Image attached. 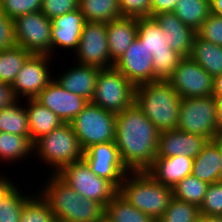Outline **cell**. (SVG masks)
<instances>
[{
	"label": "cell",
	"instance_id": "obj_10",
	"mask_svg": "<svg viewBox=\"0 0 222 222\" xmlns=\"http://www.w3.org/2000/svg\"><path fill=\"white\" fill-rule=\"evenodd\" d=\"M51 20L41 11L28 13L13 20L15 45L31 54L52 56Z\"/></svg>",
	"mask_w": 222,
	"mask_h": 222
},
{
	"label": "cell",
	"instance_id": "obj_21",
	"mask_svg": "<svg viewBox=\"0 0 222 222\" xmlns=\"http://www.w3.org/2000/svg\"><path fill=\"white\" fill-rule=\"evenodd\" d=\"M194 158L186 155L156 157L147 172L161 184L173 188L186 176L191 175Z\"/></svg>",
	"mask_w": 222,
	"mask_h": 222
},
{
	"label": "cell",
	"instance_id": "obj_7",
	"mask_svg": "<svg viewBox=\"0 0 222 222\" xmlns=\"http://www.w3.org/2000/svg\"><path fill=\"white\" fill-rule=\"evenodd\" d=\"M135 88L115 67L101 69L90 102L117 114L134 104Z\"/></svg>",
	"mask_w": 222,
	"mask_h": 222
},
{
	"label": "cell",
	"instance_id": "obj_51",
	"mask_svg": "<svg viewBox=\"0 0 222 222\" xmlns=\"http://www.w3.org/2000/svg\"><path fill=\"white\" fill-rule=\"evenodd\" d=\"M220 182H222V141L220 140Z\"/></svg>",
	"mask_w": 222,
	"mask_h": 222
},
{
	"label": "cell",
	"instance_id": "obj_4",
	"mask_svg": "<svg viewBox=\"0 0 222 222\" xmlns=\"http://www.w3.org/2000/svg\"><path fill=\"white\" fill-rule=\"evenodd\" d=\"M119 193L138 210L157 221L169 207L172 188L157 182L147 171L129 172Z\"/></svg>",
	"mask_w": 222,
	"mask_h": 222
},
{
	"label": "cell",
	"instance_id": "obj_44",
	"mask_svg": "<svg viewBox=\"0 0 222 222\" xmlns=\"http://www.w3.org/2000/svg\"><path fill=\"white\" fill-rule=\"evenodd\" d=\"M178 0H152L151 17L156 14L173 12Z\"/></svg>",
	"mask_w": 222,
	"mask_h": 222
},
{
	"label": "cell",
	"instance_id": "obj_1",
	"mask_svg": "<svg viewBox=\"0 0 222 222\" xmlns=\"http://www.w3.org/2000/svg\"><path fill=\"white\" fill-rule=\"evenodd\" d=\"M115 144L129 172L147 171L156 158L159 131L133 104L116 114Z\"/></svg>",
	"mask_w": 222,
	"mask_h": 222
},
{
	"label": "cell",
	"instance_id": "obj_26",
	"mask_svg": "<svg viewBox=\"0 0 222 222\" xmlns=\"http://www.w3.org/2000/svg\"><path fill=\"white\" fill-rule=\"evenodd\" d=\"M33 155V142L30 136L0 132V161L17 162Z\"/></svg>",
	"mask_w": 222,
	"mask_h": 222
},
{
	"label": "cell",
	"instance_id": "obj_34",
	"mask_svg": "<svg viewBox=\"0 0 222 222\" xmlns=\"http://www.w3.org/2000/svg\"><path fill=\"white\" fill-rule=\"evenodd\" d=\"M208 185L192 174L188 175L172 188L173 197L200 207L204 201Z\"/></svg>",
	"mask_w": 222,
	"mask_h": 222
},
{
	"label": "cell",
	"instance_id": "obj_47",
	"mask_svg": "<svg viewBox=\"0 0 222 222\" xmlns=\"http://www.w3.org/2000/svg\"><path fill=\"white\" fill-rule=\"evenodd\" d=\"M216 124L219 134L222 131V98L216 99Z\"/></svg>",
	"mask_w": 222,
	"mask_h": 222
},
{
	"label": "cell",
	"instance_id": "obj_30",
	"mask_svg": "<svg viewBox=\"0 0 222 222\" xmlns=\"http://www.w3.org/2000/svg\"><path fill=\"white\" fill-rule=\"evenodd\" d=\"M78 3L86 22L109 23L121 17L119 0H79Z\"/></svg>",
	"mask_w": 222,
	"mask_h": 222
},
{
	"label": "cell",
	"instance_id": "obj_3",
	"mask_svg": "<svg viewBox=\"0 0 222 222\" xmlns=\"http://www.w3.org/2000/svg\"><path fill=\"white\" fill-rule=\"evenodd\" d=\"M134 104L159 132L178 128L181 97L167 80L136 86Z\"/></svg>",
	"mask_w": 222,
	"mask_h": 222
},
{
	"label": "cell",
	"instance_id": "obj_5",
	"mask_svg": "<svg viewBox=\"0 0 222 222\" xmlns=\"http://www.w3.org/2000/svg\"><path fill=\"white\" fill-rule=\"evenodd\" d=\"M83 154L84 150L70 123H62L33 143V155L42 161L41 167L44 163L46 170L50 167V174H57L63 167L83 160Z\"/></svg>",
	"mask_w": 222,
	"mask_h": 222
},
{
	"label": "cell",
	"instance_id": "obj_32",
	"mask_svg": "<svg viewBox=\"0 0 222 222\" xmlns=\"http://www.w3.org/2000/svg\"><path fill=\"white\" fill-rule=\"evenodd\" d=\"M32 54L14 45L0 51V82L12 85L21 67Z\"/></svg>",
	"mask_w": 222,
	"mask_h": 222
},
{
	"label": "cell",
	"instance_id": "obj_15",
	"mask_svg": "<svg viewBox=\"0 0 222 222\" xmlns=\"http://www.w3.org/2000/svg\"><path fill=\"white\" fill-rule=\"evenodd\" d=\"M42 106L54 112L63 123H69L88 104V100L62 88L53 79L35 98Z\"/></svg>",
	"mask_w": 222,
	"mask_h": 222
},
{
	"label": "cell",
	"instance_id": "obj_49",
	"mask_svg": "<svg viewBox=\"0 0 222 222\" xmlns=\"http://www.w3.org/2000/svg\"><path fill=\"white\" fill-rule=\"evenodd\" d=\"M211 13L222 16V0H210Z\"/></svg>",
	"mask_w": 222,
	"mask_h": 222
},
{
	"label": "cell",
	"instance_id": "obj_20",
	"mask_svg": "<svg viewBox=\"0 0 222 222\" xmlns=\"http://www.w3.org/2000/svg\"><path fill=\"white\" fill-rule=\"evenodd\" d=\"M153 17L163 30L171 49L182 57H189L196 31L187 27L173 12L156 14Z\"/></svg>",
	"mask_w": 222,
	"mask_h": 222
},
{
	"label": "cell",
	"instance_id": "obj_16",
	"mask_svg": "<svg viewBox=\"0 0 222 222\" xmlns=\"http://www.w3.org/2000/svg\"><path fill=\"white\" fill-rule=\"evenodd\" d=\"M114 67L135 87L153 82V56L138 38L131 43L123 56L114 63Z\"/></svg>",
	"mask_w": 222,
	"mask_h": 222
},
{
	"label": "cell",
	"instance_id": "obj_24",
	"mask_svg": "<svg viewBox=\"0 0 222 222\" xmlns=\"http://www.w3.org/2000/svg\"><path fill=\"white\" fill-rule=\"evenodd\" d=\"M26 100V106L28 105L26 112L28 115L30 139L34 143L41 136L59 127L63 121L54 112L42 106L35 99Z\"/></svg>",
	"mask_w": 222,
	"mask_h": 222
},
{
	"label": "cell",
	"instance_id": "obj_38",
	"mask_svg": "<svg viewBox=\"0 0 222 222\" xmlns=\"http://www.w3.org/2000/svg\"><path fill=\"white\" fill-rule=\"evenodd\" d=\"M43 0H0L1 13L14 20L16 17L41 11Z\"/></svg>",
	"mask_w": 222,
	"mask_h": 222
},
{
	"label": "cell",
	"instance_id": "obj_48",
	"mask_svg": "<svg viewBox=\"0 0 222 222\" xmlns=\"http://www.w3.org/2000/svg\"><path fill=\"white\" fill-rule=\"evenodd\" d=\"M7 176V174L0 173V196L15 182Z\"/></svg>",
	"mask_w": 222,
	"mask_h": 222
},
{
	"label": "cell",
	"instance_id": "obj_13",
	"mask_svg": "<svg viewBox=\"0 0 222 222\" xmlns=\"http://www.w3.org/2000/svg\"><path fill=\"white\" fill-rule=\"evenodd\" d=\"M51 59L49 55L32 54L26 60L11 85L16 99H34L54 79L50 72L53 69L48 68Z\"/></svg>",
	"mask_w": 222,
	"mask_h": 222
},
{
	"label": "cell",
	"instance_id": "obj_40",
	"mask_svg": "<svg viewBox=\"0 0 222 222\" xmlns=\"http://www.w3.org/2000/svg\"><path fill=\"white\" fill-rule=\"evenodd\" d=\"M196 33L200 38L222 46V16L210 13Z\"/></svg>",
	"mask_w": 222,
	"mask_h": 222
},
{
	"label": "cell",
	"instance_id": "obj_41",
	"mask_svg": "<svg viewBox=\"0 0 222 222\" xmlns=\"http://www.w3.org/2000/svg\"><path fill=\"white\" fill-rule=\"evenodd\" d=\"M121 17H151L152 0H119Z\"/></svg>",
	"mask_w": 222,
	"mask_h": 222
},
{
	"label": "cell",
	"instance_id": "obj_11",
	"mask_svg": "<svg viewBox=\"0 0 222 222\" xmlns=\"http://www.w3.org/2000/svg\"><path fill=\"white\" fill-rule=\"evenodd\" d=\"M73 56L76 57L74 63L80 65L95 66L101 69L114 67L109 55L107 23L86 22L79 46Z\"/></svg>",
	"mask_w": 222,
	"mask_h": 222
},
{
	"label": "cell",
	"instance_id": "obj_31",
	"mask_svg": "<svg viewBox=\"0 0 222 222\" xmlns=\"http://www.w3.org/2000/svg\"><path fill=\"white\" fill-rule=\"evenodd\" d=\"M26 193L13 183L0 196V222H20L23 206L31 197Z\"/></svg>",
	"mask_w": 222,
	"mask_h": 222
},
{
	"label": "cell",
	"instance_id": "obj_8",
	"mask_svg": "<svg viewBox=\"0 0 222 222\" xmlns=\"http://www.w3.org/2000/svg\"><path fill=\"white\" fill-rule=\"evenodd\" d=\"M177 129L209 140L218 138L216 98L213 96L182 98Z\"/></svg>",
	"mask_w": 222,
	"mask_h": 222
},
{
	"label": "cell",
	"instance_id": "obj_35",
	"mask_svg": "<svg viewBox=\"0 0 222 222\" xmlns=\"http://www.w3.org/2000/svg\"><path fill=\"white\" fill-rule=\"evenodd\" d=\"M31 194L25 202L20 222H55V215L50 209L48 202L38 191Z\"/></svg>",
	"mask_w": 222,
	"mask_h": 222
},
{
	"label": "cell",
	"instance_id": "obj_9",
	"mask_svg": "<svg viewBox=\"0 0 222 222\" xmlns=\"http://www.w3.org/2000/svg\"><path fill=\"white\" fill-rule=\"evenodd\" d=\"M56 175L80 195L104 207L119 192L110 181L93 173L84 160L63 167Z\"/></svg>",
	"mask_w": 222,
	"mask_h": 222
},
{
	"label": "cell",
	"instance_id": "obj_12",
	"mask_svg": "<svg viewBox=\"0 0 222 222\" xmlns=\"http://www.w3.org/2000/svg\"><path fill=\"white\" fill-rule=\"evenodd\" d=\"M182 98L213 96L214 78L190 57H183L167 79Z\"/></svg>",
	"mask_w": 222,
	"mask_h": 222
},
{
	"label": "cell",
	"instance_id": "obj_2",
	"mask_svg": "<svg viewBox=\"0 0 222 222\" xmlns=\"http://www.w3.org/2000/svg\"><path fill=\"white\" fill-rule=\"evenodd\" d=\"M49 176V177H48ZM44 185L37 191L48 202L55 219L62 222H97L104 214L105 207L83 197L56 174L47 175Z\"/></svg>",
	"mask_w": 222,
	"mask_h": 222
},
{
	"label": "cell",
	"instance_id": "obj_23",
	"mask_svg": "<svg viewBox=\"0 0 222 222\" xmlns=\"http://www.w3.org/2000/svg\"><path fill=\"white\" fill-rule=\"evenodd\" d=\"M220 139L209 140L194 158L192 175L211 184L220 181Z\"/></svg>",
	"mask_w": 222,
	"mask_h": 222
},
{
	"label": "cell",
	"instance_id": "obj_45",
	"mask_svg": "<svg viewBox=\"0 0 222 222\" xmlns=\"http://www.w3.org/2000/svg\"><path fill=\"white\" fill-rule=\"evenodd\" d=\"M15 100L11 85L0 82V110Z\"/></svg>",
	"mask_w": 222,
	"mask_h": 222
},
{
	"label": "cell",
	"instance_id": "obj_39",
	"mask_svg": "<svg viewBox=\"0 0 222 222\" xmlns=\"http://www.w3.org/2000/svg\"><path fill=\"white\" fill-rule=\"evenodd\" d=\"M200 215L222 216V182L208 185L204 201L200 205Z\"/></svg>",
	"mask_w": 222,
	"mask_h": 222
},
{
	"label": "cell",
	"instance_id": "obj_52",
	"mask_svg": "<svg viewBox=\"0 0 222 222\" xmlns=\"http://www.w3.org/2000/svg\"><path fill=\"white\" fill-rule=\"evenodd\" d=\"M97 222H114L109 216L104 214Z\"/></svg>",
	"mask_w": 222,
	"mask_h": 222
},
{
	"label": "cell",
	"instance_id": "obj_36",
	"mask_svg": "<svg viewBox=\"0 0 222 222\" xmlns=\"http://www.w3.org/2000/svg\"><path fill=\"white\" fill-rule=\"evenodd\" d=\"M200 216L199 206L173 197L156 222H199Z\"/></svg>",
	"mask_w": 222,
	"mask_h": 222
},
{
	"label": "cell",
	"instance_id": "obj_42",
	"mask_svg": "<svg viewBox=\"0 0 222 222\" xmlns=\"http://www.w3.org/2000/svg\"><path fill=\"white\" fill-rule=\"evenodd\" d=\"M79 0H43L41 12L50 20L78 9Z\"/></svg>",
	"mask_w": 222,
	"mask_h": 222
},
{
	"label": "cell",
	"instance_id": "obj_50",
	"mask_svg": "<svg viewBox=\"0 0 222 222\" xmlns=\"http://www.w3.org/2000/svg\"><path fill=\"white\" fill-rule=\"evenodd\" d=\"M199 222H222V217L201 215Z\"/></svg>",
	"mask_w": 222,
	"mask_h": 222
},
{
	"label": "cell",
	"instance_id": "obj_19",
	"mask_svg": "<svg viewBox=\"0 0 222 222\" xmlns=\"http://www.w3.org/2000/svg\"><path fill=\"white\" fill-rule=\"evenodd\" d=\"M100 70L101 68L95 66L73 63L70 69H65V72L59 73V76L54 77V79L65 90L82 96L90 102L94 95Z\"/></svg>",
	"mask_w": 222,
	"mask_h": 222
},
{
	"label": "cell",
	"instance_id": "obj_33",
	"mask_svg": "<svg viewBox=\"0 0 222 222\" xmlns=\"http://www.w3.org/2000/svg\"><path fill=\"white\" fill-rule=\"evenodd\" d=\"M105 214L114 222H156L151 216L131 205L119 192L106 205Z\"/></svg>",
	"mask_w": 222,
	"mask_h": 222
},
{
	"label": "cell",
	"instance_id": "obj_22",
	"mask_svg": "<svg viewBox=\"0 0 222 222\" xmlns=\"http://www.w3.org/2000/svg\"><path fill=\"white\" fill-rule=\"evenodd\" d=\"M136 18L120 17L107 23V39L110 59L118 61L137 38Z\"/></svg>",
	"mask_w": 222,
	"mask_h": 222
},
{
	"label": "cell",
	"instance_id": "obj_25",
	"mask_svg": "<svg viewBox=\"0 0 222 222\" xmlns=\"http://www.w3.org/2000/svg\"><path fill=\"white\" fill-rule=\"evenodd\" d=\"M189 57L213 78L222 74V46L206 41L196 34Z\"/></svg>",
	"mask_w": 222,
	"mask_h": 222
},
{
	"label": "cell",
	"instance_id": "obj_46",
	"mask_svg": "<svg viewBox=\"0 0 222 222\" xmlns=\"http://www.w3.org/2000/svg\"><path fill=\"white\" fill-rule=\"evenodd\" d=\"M213 97L216 99L222 98V74L214 77Z\"/></svg>",
	"mask_w": 222,
	"mask_h": 222
},
{
	"label": "cell",
	"instance_id": "obj_53",
	"mask_svg": "<svg viewBox=\"0 0 222 222\" xmlns=\"http://www.w3.org/2000/svg\"><path fill=\"white\" fill-rule=\"evenodd\" d=\"M218 138L222 141V131L219 133V137Z\"/></svg>",
	"mask_w": 222,
	"mask_h": 222
},
{
	"label": "cell",
	"instance_id": "obj_29",
	"mask_svg": "<svg viewBox=\"0 0 222 222\" xmlns=\"http://www.w3.org/2000/svg\"><path fill=\"white\" fill-rule=\"evenodd\" d=\"M173 13L197 32L211 13L210 0H178Z\"/></svg>",
	"mask_w": 222,
	"mask_h": 222
},
{
	"label": "cell",
	"instance_id": "obj_14",
	"mask_svg": "<svg viewBox=\"0 0 222 222\" xmlns=\"http://www.w3.org/2000/svg\"><path fill=\"white\" fill-rule=\"evenodd\" d=\"M83 160L93 173L110 181L118 190L129 173L120 159L115 141L91 145L84 150Z\"/></svg>",
	"mask_w": 222,
	"mask_h": 222
},
{
	"label": "cell",
	"instance_id": "obj_43",
	"mask_svg": "<svg viewBox=\"0 0 222 222\" xmlns=\"http://www.w3.org/2000/svg\"><path fill=\"white\" fill-rule=\"evenodd\" d=\"M14 45L13 20L0 13V51Z\"/></svg>",
	"mask_w": 222,
	"mask_h": 222
},
{
	"label": "cell",
	"instance_id": "obj_27",
	"mask_svg": "<svg viewBox=\"0 0 222 222\" xmlns=\"http://www.w3.org/2000/svg\"><path fill=\"white\" fill-rule=\"evenodd\" d=\"M137 24V38L145 45L152 56L161 52H175L169 46L163 30L154 17L138 18Z\"/></svg>",
	"mask_w": 222,
	"mask_h": 222
},
{
	"label": "cell",
	"instance_id": "obj_37",
	"mask_svg": "<svg viewBox=\"0 0 222 222\" xmlns=\"http://www.w3.org/2000/svg\"><path fill=\"white\" fill-rule=\"evenodd\" d=\"M182 58L177 52H161L153 55V81L167 80Z\"/></svg>",
	"mask_w": 222,
	"mask_h": 222
},
{
	"label": "cell",
	"instance_id": "obj_6",
	"mask_svg": "<svg viewBox=\"0 0 222 222\" xmlns=\"http://www.w3.org/2000/svg\"><path fill=\"white\" fill-rule=\"evenodd\" d=\"M69 123L83 150L93 144L115 141L116 114L91 102Z\"/></svg>",
	"mask_w": 222,
	"mask_h": 222
},
{
	"label": "cell",
	"instance_id": "obj_17",
	"mask_svg": "<svg viewBox=\"0 0 222 222\" xmlns=\"http://www.w3.org/2000/svg\"><path fill=\"white\" fill-rule=\"evenodd\" d=\"M51 40H52V55L56 49H69V53H73L79 46V40L83 31L86 20L83 13L79 10H73L62 16L51 19Z\"/></svg>",
	"mask_w": 222,
	"mask_h": 222
},
{
	"label": "cell",
	"instance_id": "obj_18",
	"mask_svg": "<svg viewBox=\"0 0 222 222\" xmlns=\"http://www.w3.org/2000/svg\"><path fill=\"white\" fill-rule=\"evenodd\" d=\"M209 141L200 135L178 129L159 132L156 157L186 155L195 158Z\"/></svg>",
	"mask_w": 222,
	"mask_h": 222
},
{
	"label": "cell",
	"instance_id": "obj_28",
	"mask_svg": "<svg viewBox=\"0 0 222 222\" xmlns=\"http://www.w3.org/2000/svg\"><path fill=\"white\" fill-rule=\"evenodd\" d=\"M16 99L0 110V132L30 136L26 105Z\"/></svg>",
	"mask_w": 222,
	"mask_h": 222
}]
</instances>
